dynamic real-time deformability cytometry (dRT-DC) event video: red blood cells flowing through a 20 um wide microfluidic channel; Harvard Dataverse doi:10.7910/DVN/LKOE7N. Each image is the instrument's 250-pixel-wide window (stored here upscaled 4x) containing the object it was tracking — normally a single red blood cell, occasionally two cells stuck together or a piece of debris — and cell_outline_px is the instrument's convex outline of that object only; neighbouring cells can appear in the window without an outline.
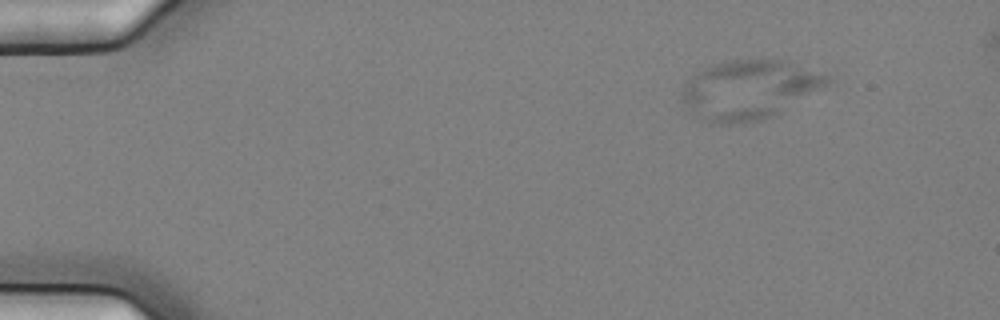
{"species": "common noctule bat (a hibernating species)", "species_latin": "Nyctalus noctula", "temperature_condition": "cold", "stored_images_in_passage": 5, "camera_frame_rate_fps": 3000, "um_per_image_px": 0.085, "animal": {"sex": "female", "body_mass_g": 25.1}, "frame": {"image": 1, "passage_image": 1, "time_ms": 0.0, "image_size_px": [1000, 320], "cell_outline_px": [[832, 80], [828, 84], [768, 116], [760, 120], [744, 124], [708, 124], [700, 120], [680, 100], [680, 92], [684, 80], [696, 72], [704, 68], [716, 64], [732, 60], [780, 60], [828, 76]], "centroid_in_image_um": [63.51, 7.65], "position_along_channel_um": 21.5, "area_um2": 49.19}}